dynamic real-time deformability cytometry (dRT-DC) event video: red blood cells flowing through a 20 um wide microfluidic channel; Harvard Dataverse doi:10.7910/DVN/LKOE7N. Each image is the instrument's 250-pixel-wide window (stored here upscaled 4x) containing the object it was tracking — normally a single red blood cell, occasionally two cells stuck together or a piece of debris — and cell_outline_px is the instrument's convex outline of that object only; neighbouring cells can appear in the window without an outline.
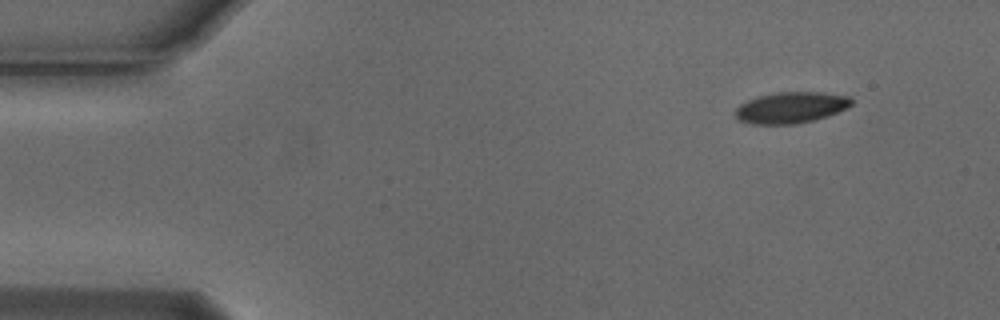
{"species": "Egyptian fruit bat (a non-hibernating species)", "species_latin": "Rousettus aegyptiacus", "temperature_condition": "cold", "stored_images_in_passage": 3, "camera_frame_rate_fps": 3000, "um_per_image_px": 0.085, "animal": {"sex": "male"}, "frame": {"image": 1, "passage_image": 1, "time_ms": 0.0, "image_size_px": [1000, 320], "cell_outline_px": [[852, 104], [828, 116], [796, 124], [752, 124], [740, 120], [736, 116], [736, 108], [740, 104], [748, 100], [760, 96], [776, 92], [820, 92], [848, 96], [852, 100]], "centroid_in_image_um": [67.22, 9.14], "position_along_channel_um": 17.8, "area_um2": 20.81}}
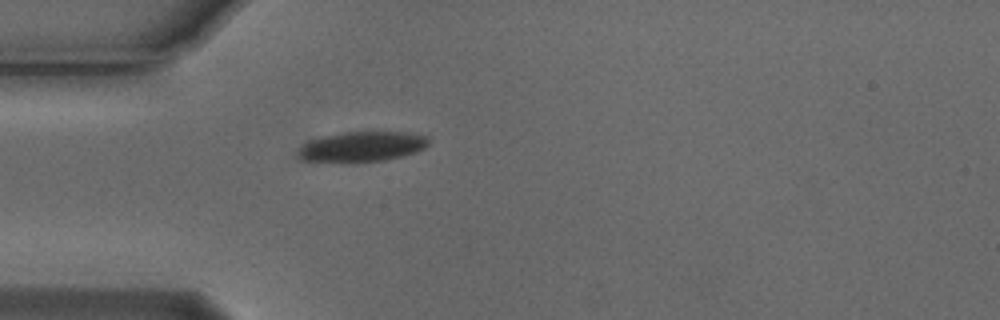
{"frame": {"image": 2, "passage_image": 3, "time_ms": 0.667, "image_size_px": [1000, 320], "cell_outline_px": [[428, 144], [424, 148], [416, 152], [384, 160], [352, 164], [300, 160], [296, 156], [296, 152], [308, 140], [324, 136], [344, 132], [408, 132], [428, 136]], "centroid_in_image_um": [30.71, 12.49], "position_along_channel_um": 54.3, "area_um2": 23.47}}